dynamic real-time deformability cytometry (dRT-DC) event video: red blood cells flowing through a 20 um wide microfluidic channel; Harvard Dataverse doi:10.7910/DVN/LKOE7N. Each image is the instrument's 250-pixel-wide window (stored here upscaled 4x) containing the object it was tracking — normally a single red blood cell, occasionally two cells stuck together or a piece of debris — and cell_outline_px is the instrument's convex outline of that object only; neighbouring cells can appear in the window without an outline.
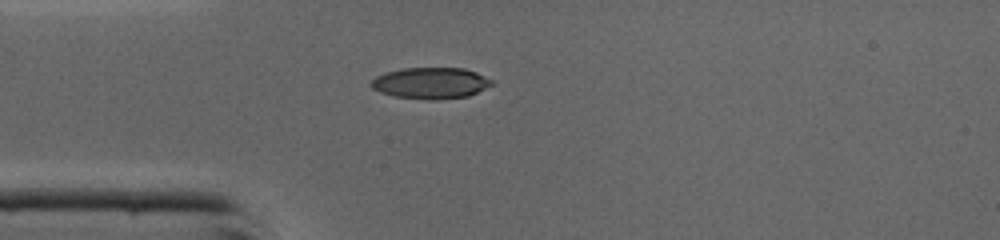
{"species": "common noctule bat (a hibernating species)", "species_latin": "Nyctalus noctula", "temperature_condition": "cold", "stored_images_in_passage": 34, "camera_frame_rate_fps": 3000, "um_per_image_px": 0.085, "animal": {"sex": "male", "body_mass_g": 19.0, "forearm_length_mm": 50.8}, "frame": {"image": 1, "passage_image": 1, "time_ms": 0.0, "image_size_px": [1000, 240], "cell_outline_px": [[492, 84], [468, 96], [432, 100], [428, 100], [396, 96], [380, 92], [372, 88], [372, 80], [376, 76], [384, 72], [404, 68], [464, 68], [476, 72], [492, 80]], "centroid_in_image_um": [36.59, 7.05], "position_along_channel_um": 48.4, "area_um2": 21.73}}
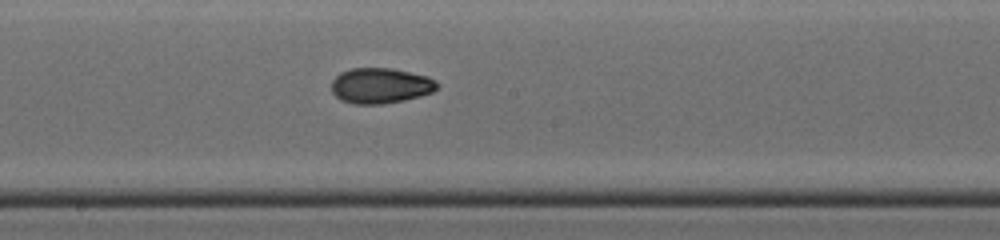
{"frame": {"image": 2, "passage_image": 13, "time_ms": 4.0, "image_size_px": [1000, 240], "cell_outline_px": [[440, 88], [432, 92], [420, 96], [404, 100], [384, 104], [352, 104], [340, 100], [332, 92], [332, 80], [340, 72], [352, 68], [392, 68], [428, 76], [436, 80], [440, 84]], "centroid_in_image_um": [32.37, 7.28], "position_along_channel_um": 215.8, "area_um2": 22.14}}
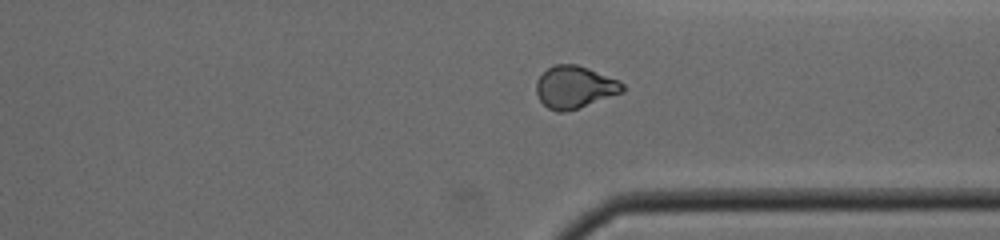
{"frame": {"image": 3, "passage_image": 23, "time_ms": 7.333, "image_size_px": [1000, 240], "cell_outline_px": [[624, 92], [580, 108], [564, 112], [556, 112], [548, 108], [540, 100], [536, 92], [536, 80], [548, 68], [556, 64], [576, 64], [588, 68], [620, 80], [624, 84]], "centroid_in_image_um": [48.87, 7.41], "position_along_channel_um": 362.5, "area_um2": 21.44}, "authors_computed_cell_mechanics": {"area_um2": 21.675, "velocity_mm_per_s": 4.3945, "shape_relaxation_time_tau1_ms": 7.4105, "shape_relaxation_time_tau2_ms": 2.0203, "deformation_change_tau1": 0.1974, "deformation_change_tau2": 0.0638}}